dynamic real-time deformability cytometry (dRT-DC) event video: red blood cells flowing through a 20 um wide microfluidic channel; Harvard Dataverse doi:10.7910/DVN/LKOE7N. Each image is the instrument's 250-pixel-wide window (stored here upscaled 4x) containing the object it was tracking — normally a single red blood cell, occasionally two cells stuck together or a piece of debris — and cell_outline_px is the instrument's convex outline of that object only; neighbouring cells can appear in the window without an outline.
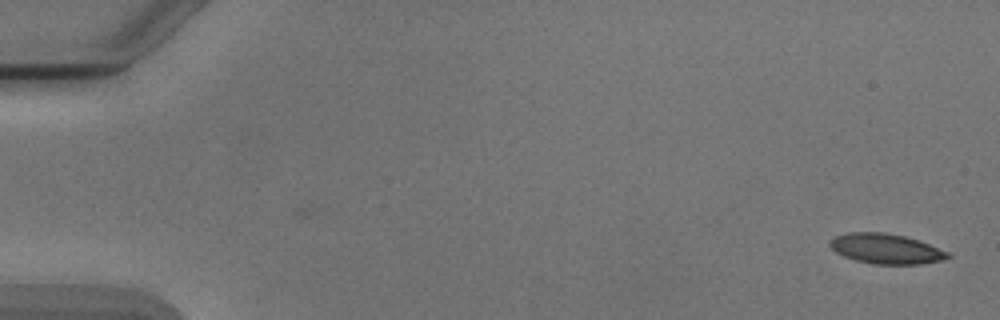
{"species": "Egyptian fruit bat (a non-hibernating species)", "species_latin": "Rousettus aegyptiacus", "temperature_condition": "cold", "stored_images_in_passage": 52, "camera_frame_rate_fps": 3000, "um_per_image_px": 0.085, "animal": {"sex": "male"}, "frame": {"image": 1, "passage_image": 1, "time_ms": 0.0, "image_size_px": [1000, 320], "cell_outline_px": [[952, 256], [940, 260], [920, 264], [872, 264], [856, 260], [844, 256], [836, 252], [828, 244], [836, 236], [848, 232], [884, 232], [904, 236], [928, 244], [948, 252]], "centroid_in_image_um": [75.28, 21.14], "position_along_channel_um": 9.7, "area_um2": 20.35}}
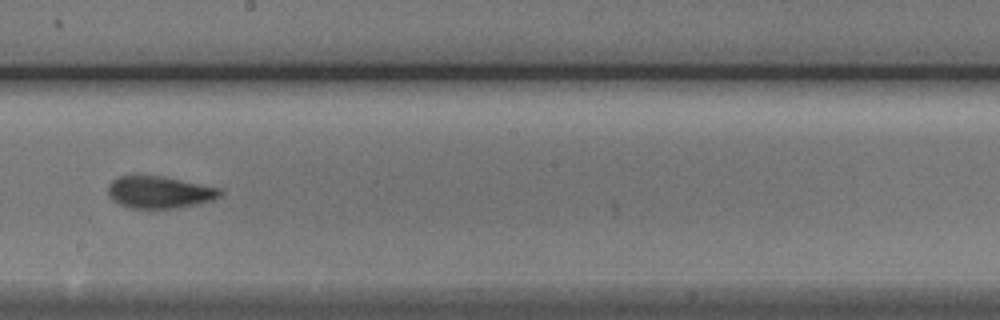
{"frame": {"image": 2, "passage_image": 30, "time_ms": 9.667, "image_size_px": [1000, 320], "cell_outline_px": [[224, 192], [220, 196], [212, 200], [196, 204], [176, 208], [128, 208], [112, 200], [108, 196], [108, 184], [112, 180], [120, 176], [164, 176], [220, 188]], "centroid_in_image_um": [13.54, 16.34], "position_along_channel_um": 234.7, "area_um2": 20.98}}
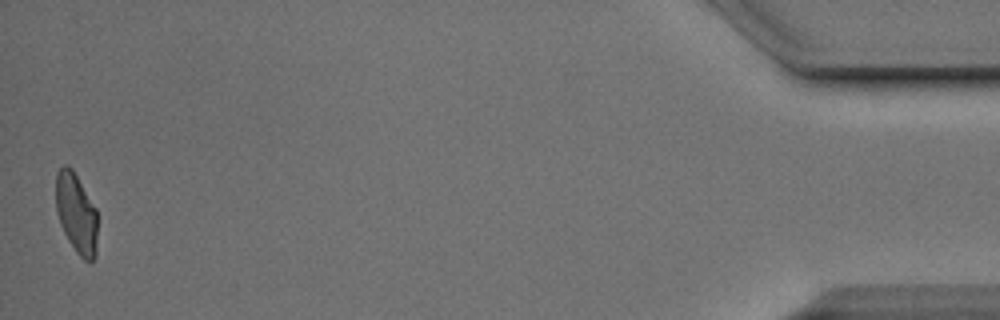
{"frame": {"image": 3, "passage_image": 52, "time_ms": 17.0, "image_size_px": [1000, 320], "cell_outline_px": [[96, 256], [92, 260], [84, 260], [76, 252], [68, 240], [60, 224], [56, 212], [56, 172], [64, 164], [68, 164], [72, 168], [96, 208]], "centroid_in_image_um": [6.47, 18.1], "position_along_channel_um": 428.7, "area_um2": 19.36}, "authors_computed_cell_mechanics": {"area_um2": 20.8658, "velocity_mm_per_s": 3.8819, "shape_relaxation_time_tau1_ms": 5.9758, "shape_relaxation_time_tau2_ms": 1.7101, "deformation_change_tau1": 0.1582, "deformation_change_tau2": 0.0794}}